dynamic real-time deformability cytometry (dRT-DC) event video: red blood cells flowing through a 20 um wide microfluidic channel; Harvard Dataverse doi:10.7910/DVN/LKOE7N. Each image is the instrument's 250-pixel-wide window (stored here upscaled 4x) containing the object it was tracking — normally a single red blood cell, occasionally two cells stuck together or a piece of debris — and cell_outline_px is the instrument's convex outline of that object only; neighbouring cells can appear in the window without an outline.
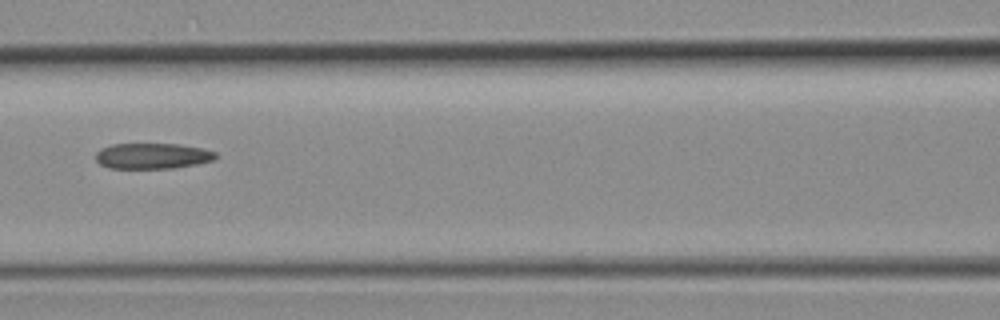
{"species": "common noctule bat (a hibernating species)", "species_latin": "Nyctalus noctula", "temperature_condition": "room temperature", "stored_images_in_passage": 5, "camera_frame_rate_fps": 3000, "um_per_image_px": 0.085, "animal": {"sex": "female", "body_mass_g": 19.3, "forearm_length_mm": 54.1}, "frame": {"image": 1, "passage_image": 5, "time_ms": 1.333, "image_size_px": [1000, 320], "cell_outline_px": [[216, 156], [212, 160], [196, 164], [172, 168], [108, 168], [100, 164], [96, 160], [96, 152], [100, 148], [112, 144], [180, 144], [204, 148], [216, 152]], "centroid_in_image_um": [12.93, 13.25], "position_along_channel_um": 153.7, "area_um2": 17.98}}